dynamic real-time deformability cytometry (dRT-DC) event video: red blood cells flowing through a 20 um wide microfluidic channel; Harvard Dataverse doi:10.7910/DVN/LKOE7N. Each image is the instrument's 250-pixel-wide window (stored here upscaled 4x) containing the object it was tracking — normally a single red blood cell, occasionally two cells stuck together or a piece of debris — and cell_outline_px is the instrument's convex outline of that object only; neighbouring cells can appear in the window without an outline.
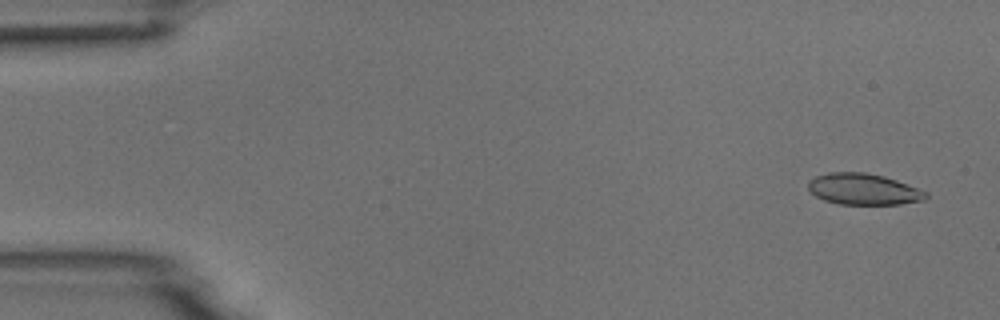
{"species": "common noctule bat (a hibernating species)", "species_latin": "Nyctalus noctula", "temperature_condition": "room temperature", "stored_images_in_passage": 4, "camera_frame_rate_fps": 3000, "um_per_image_px": 0.085, "animal": {"sex": "male", "body_mass_g": 18.8}, "frame": {"image": 1, "passage_image": 1, "time_ms": 0.0, "image_size_px": [1000, 320], "cell_outline_px": [[928, 196], [924, 200], [900, 204], [840, 204], [824, 200], [816, 196], [808, 188], [808, 180], [816, 176], [828, 172], [864, 172], [884, 176], [896, 180], [928, 192]], "centroid_in_image_um": [73.39, 16.07], "position_along_channel_um": 11.6, "area_um2": 21.39}}
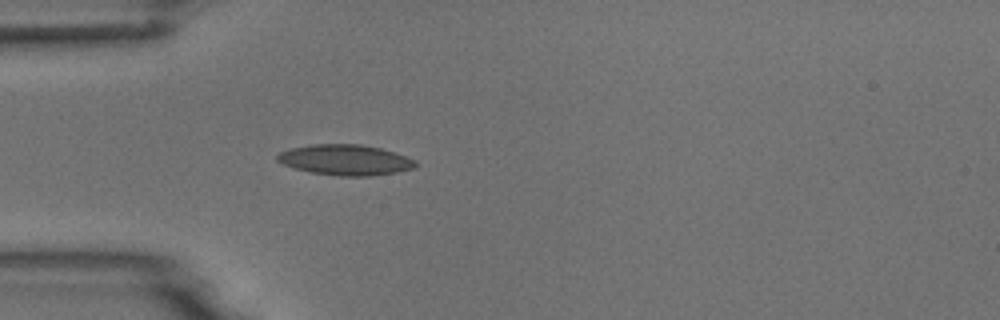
{"frame": {"image": 2, "passage_image": 4, "time_ms": 1.0, "image_size_px": [1000, 320], "cell_outline_px": [[416, 168], [396, 172], [372, 176], [340, 176], [312, 172], [296, 168], [284, 164], [276, 160], [276, 156], [280, 152], [292, 148], [312, 144], [360, 144], [380, 148], [416, 160]], "centroid_in_image_um": [29.36, 13.59], "position_along_channel_um": 55.6, "area_um2": 24.39}}